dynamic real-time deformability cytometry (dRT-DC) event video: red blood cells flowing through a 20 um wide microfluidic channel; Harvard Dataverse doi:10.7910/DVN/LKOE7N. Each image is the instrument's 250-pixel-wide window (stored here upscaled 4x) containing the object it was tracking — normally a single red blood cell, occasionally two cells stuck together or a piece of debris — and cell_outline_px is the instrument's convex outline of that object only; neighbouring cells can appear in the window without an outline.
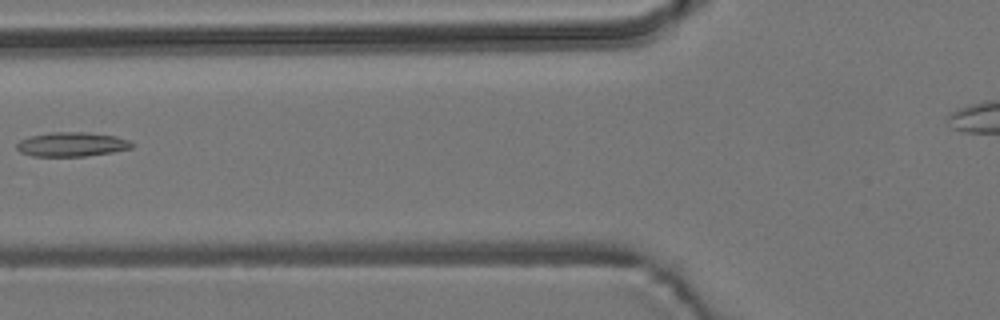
{"species": "common noctule bat (a hibernating species)", "species_latin": "Nyctalus noctula", "temperature_condition": "room temperature", "stored_images_in_passage": 7, "camera_frame_rate_fps": 3000, "um_per_image_px": 0.085, "animal": {"sex": "male", "body_mass_g": 19.2, "forearm_length_mm": 51.8}, "frame": {"image": 1, "passage_image": 6, "time_ms": 6.0, "image_size_px": [1000, 320], "cell_outline_px": [[136, 144], [132, 148], [112, 152], [84, 156], [32, 156], [20, 152], [16, 148], [16, 144], [20, 140], [28, 136], [52, 132], [88, 132], [116, 136], [128, 140]], "centroid_in_image_um": [6.1, 12.26], "position_along_channel_um": 119.7, "area_um2": 16.42}}
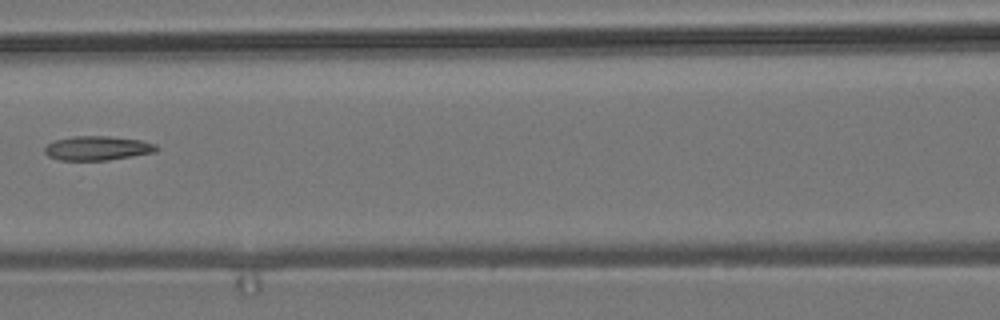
{"frame": {"image": 2, "passage_image": 7, "time_ms": 7.0, "image_size_px": [1000, 320], "cell_outline_px": [[160, 148], [156, 152], [108, 160], [60, 160], [48, 156], [44, 152], [44, 148], [52, 140], [72, 136], [108, 136], [140, 140], [156, 144]], "centroid_in_image_um": [8.27, 12.59], "position_along_channel_um": 158.3, "area_um2": 15.9}}